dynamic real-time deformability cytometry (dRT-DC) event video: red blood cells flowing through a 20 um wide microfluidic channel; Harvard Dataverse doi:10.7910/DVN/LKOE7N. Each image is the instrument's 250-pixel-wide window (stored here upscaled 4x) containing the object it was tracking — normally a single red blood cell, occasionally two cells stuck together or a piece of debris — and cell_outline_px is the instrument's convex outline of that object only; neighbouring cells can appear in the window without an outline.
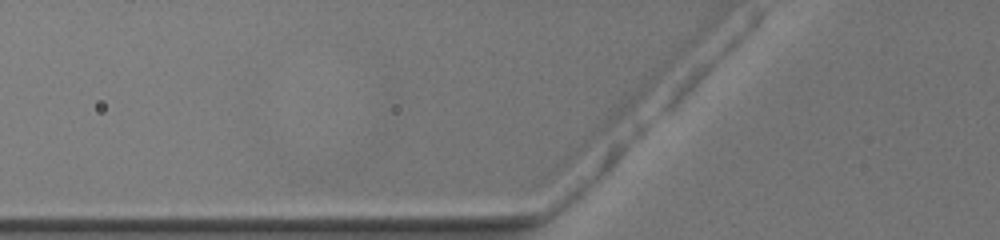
{"species": "common noctule bat (a hibernating species)", "species_latin": "Nyctalus noctula", "temperature_condition": "warm", "stored_images_in_passage": 3, "camera_frame_rate_fps": 3000, "um_per_image_px": 0.085, "animal": {"sex": "female", "body_mass_g": 19.5, "forearm_length_mm": 54.1}, "frame": {"image": 1, "passage_image": 2, "time_ms": 0.333, "image_size_px": [1000, 240], "cell_outline_px": [[504, 156], [500, 160], [328, 160], [320, 156], [320, 152], [328, 148], [384, 140], [392, 140], [440, 144], [484, 148], [496, 152]], "centroid_in_image_um": [34.65, 12.92], "position_along_channel_um": 91.1, "area_um2": 19.94}}